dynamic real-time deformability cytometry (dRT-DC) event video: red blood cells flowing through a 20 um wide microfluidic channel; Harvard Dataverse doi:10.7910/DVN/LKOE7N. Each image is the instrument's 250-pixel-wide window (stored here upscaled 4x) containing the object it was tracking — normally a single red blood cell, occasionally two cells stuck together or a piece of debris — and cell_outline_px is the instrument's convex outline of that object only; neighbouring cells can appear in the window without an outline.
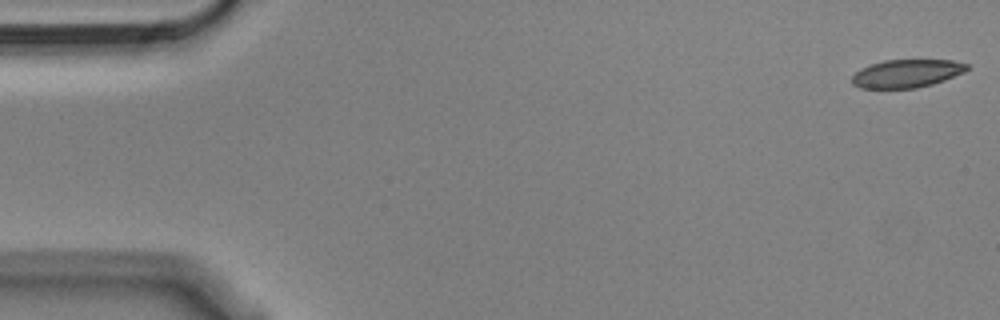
{"species": "Egyptian fruit bat (a non-hibernating species)", "species_latin": "Rousettus aegyptiacus", "temperature_condition": "cold", "stored_images_in_passage": 55, "camera_frame_rate_fps": 3000, "um_per_image_px": 0.085, "animal": {"sex": "male"}, "frame": {"image": 1, "passage_image": 1, "time_ms": 0.0, "image_size_px": [1000, 320], "cell_outline_px": [[968, 68], [964, 72], [944, 80], [932, 84], [916, 88], [860, 88], [852, 84], [852, 76], [860, 68], [884, 60], [952, 60], [968, 64]], "centroid_in_image_um": [77.05, 6.24], "position_along_channel_um": 7.9, "area_um2": 18.73}}
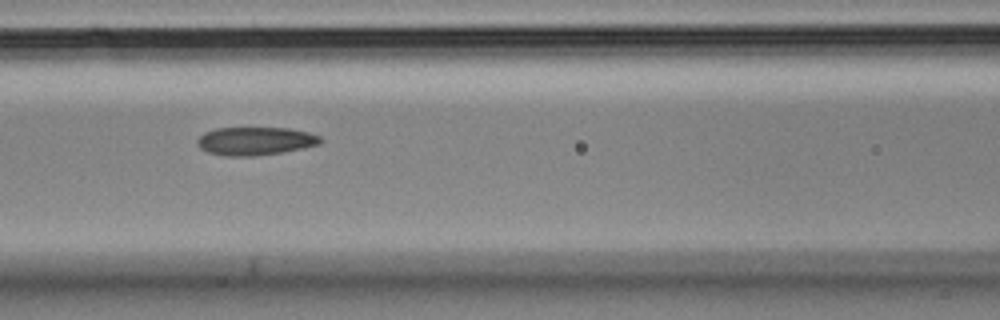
{"frame": {"image": 2, "passage_image": 23, "time_ms": 7.333, "image_size_px": [1000, 320], "cell_outline_px": [[324, 140], [320, 144], [304, 148], [256, 156], [228, 156], [208, 152], [200, 148], [196, 144], [196, 140], [204, 132], [216, 128], [288, 128], [308, 132], [320, 136]], "centroid_in_image_um": [21.7, 11.98], "position_along_channel_um": 144.9, "area_um2": 20.29}}
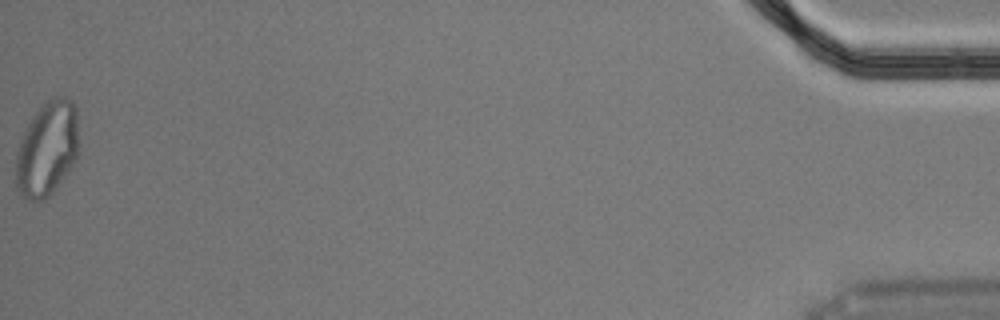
{"frame": {"image": 3, "passage_image": 55, "time_ms": 18.0, "image_size_px": [1000, 320], "cell_outline_px": [[80, 144], [76, 160], [68, 172], [52, 192], [44, 200], [24, 200], [16, 184], [16, 148], [28, 124], [36, 112], [52, 96], [64, 96], [72, 100], [76, 108]], "centroid_in_image_um": [4.03, 12.64], "position_along_channel_um": 431.2, "area_um2": 35.08}, "authors_computed_cell_mechanics": {"area_um2": 20.6924, "velocity_mm_per_s": 3.6239, "shape_relaxation_time_tau1_ms": null, "shape_relaxation_time_tau2_ms": 3.1923, "deformation_change_tau1": null, "deformation_change_tau2": 0.1004}}